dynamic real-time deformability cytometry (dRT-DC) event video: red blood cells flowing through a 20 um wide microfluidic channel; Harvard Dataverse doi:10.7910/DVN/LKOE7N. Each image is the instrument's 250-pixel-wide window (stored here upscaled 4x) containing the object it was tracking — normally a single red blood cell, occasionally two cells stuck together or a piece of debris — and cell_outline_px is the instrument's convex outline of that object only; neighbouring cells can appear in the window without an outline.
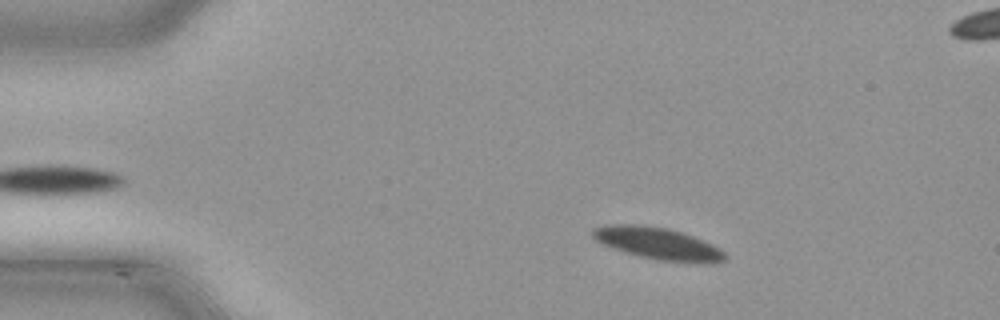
{"species": "common noctule bat (a hibernating species)", "species_latin": "Nyctalus noctula", "temperature_condition": "cold", "stored_images_in_passage": 48, "camera_frame_rate_fps": 3000, "um_per_image_px": 0.085, "animal": {"sex": "male", "body_mass_g": 21.5, "forearm_length_mm": 52.0}, "frame": {"image": 1, "passage_image": 7, "time_ms": 2.0, "image_size_px": [1000, 320], "cell_outline_px": [[728, 256], [724, 260], [708, 264], [656, 260], [624, 252], [600, 244], [592, 236], [592, 228], [608, 224], [640, 224], [668, 228], [692, 236], [712, 244], [720, 248]], "centroid_in_image_um": [55.9, 20.7], "position_along_channel_um": 29.1, "area_um2": 24.91}}
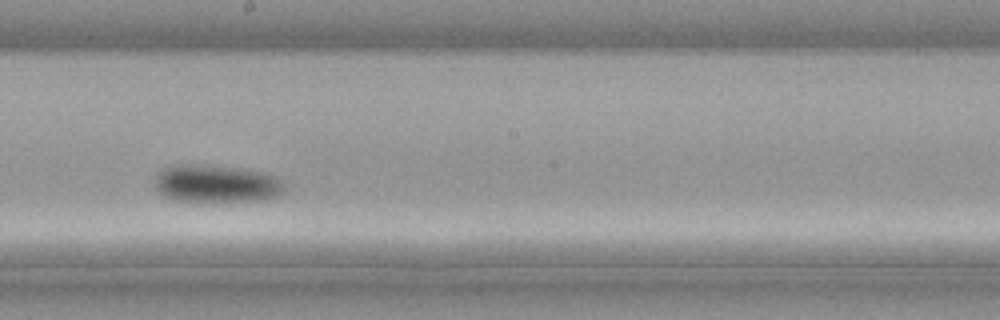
{"frame": {"image": 2, "passage_image": 26, "time_ms": 8.333, "image_size_px": [1000, 320], "cell_outline_px": [[284, 192], [280, 196], [264, 200], [212, 204], [196, 204], [176, 200], [164, 196], [156, 188], [156, 176], [164, 168], [180, 164], [184, 164], [232, 168], [264, 172], [280, 180], [284, 184]], "centroid_in_image_um": [18.41, 15.7], "position_along_channel_um": 229.8, "area_um2": 29.07}}
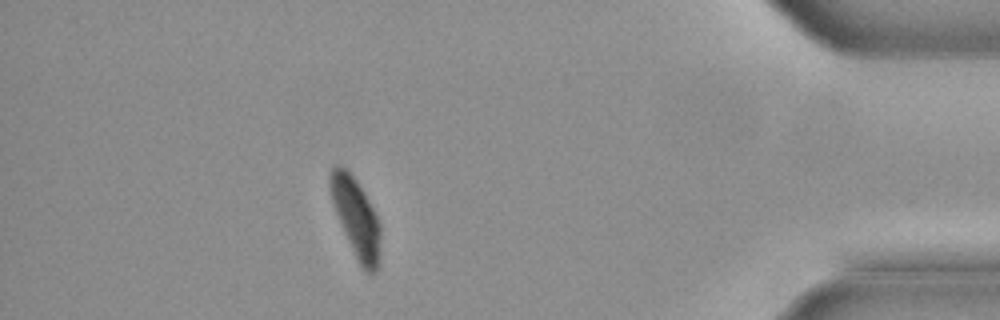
{"frame": {"image": 3, "passage_image": 42, "time_ms": 13.667, "image_size_px": [1000, 320], "cell_outline_px": [[380, 264], [376, 272], [364, 272], [360, 268], [344, 232], [336, 212], [332, 200], [328, 184], [328, 180], [332, 168], [336, 164], [340, 164], [356, 180], [364, 192], [376, 212], [380, 220]], "centroid_in_image_um": [30.29, 18.55], "position_along_channel_um": 404.9, "area_um2": 23.41}}